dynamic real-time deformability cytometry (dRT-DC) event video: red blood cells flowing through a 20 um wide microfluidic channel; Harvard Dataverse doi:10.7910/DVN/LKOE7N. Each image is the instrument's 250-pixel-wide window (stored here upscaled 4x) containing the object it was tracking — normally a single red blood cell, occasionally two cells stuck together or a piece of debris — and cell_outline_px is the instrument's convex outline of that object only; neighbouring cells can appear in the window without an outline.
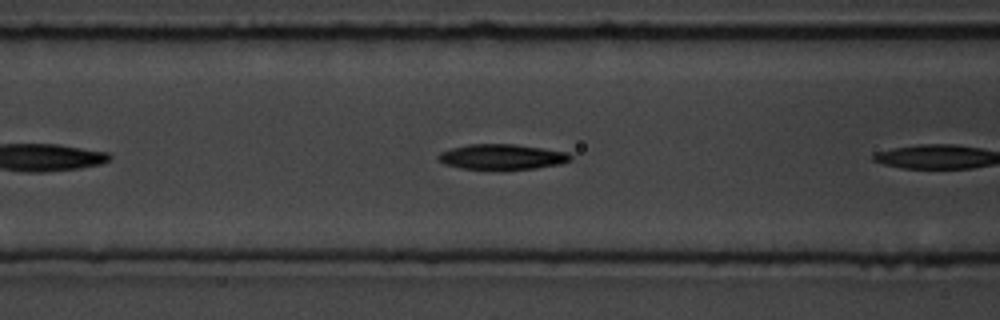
{"species": "common noctule bat (a hibernating species)", "species_latin": "Nyctalus noctula", "temperature_condition": "room temperature", "stored_images_in_passage": 7, "camera_frame_rate_fps": 3000, "um_per_image_px": 0.085, "animal": {"sex": "male", "body_mass_g": 19.5, "forearm_length_mm": 54.6}, "frame": {"image": 1, "passage_image": 6, "time_ms": 1.667, "image_size_px": [1000, 320], "cell_outline_px": [[572, 160], [560, 164], [536, 168], [460, 168], [444, 164], [436, 156], [440, 152], [452, 148], [468, 144], [516, 144], [544, 148], [568, 152], [572, 156]], "centroid_in_image_um": [42.69, 13.31], "position_along_channel_um": 123.9, "area_um2": 19.25}}